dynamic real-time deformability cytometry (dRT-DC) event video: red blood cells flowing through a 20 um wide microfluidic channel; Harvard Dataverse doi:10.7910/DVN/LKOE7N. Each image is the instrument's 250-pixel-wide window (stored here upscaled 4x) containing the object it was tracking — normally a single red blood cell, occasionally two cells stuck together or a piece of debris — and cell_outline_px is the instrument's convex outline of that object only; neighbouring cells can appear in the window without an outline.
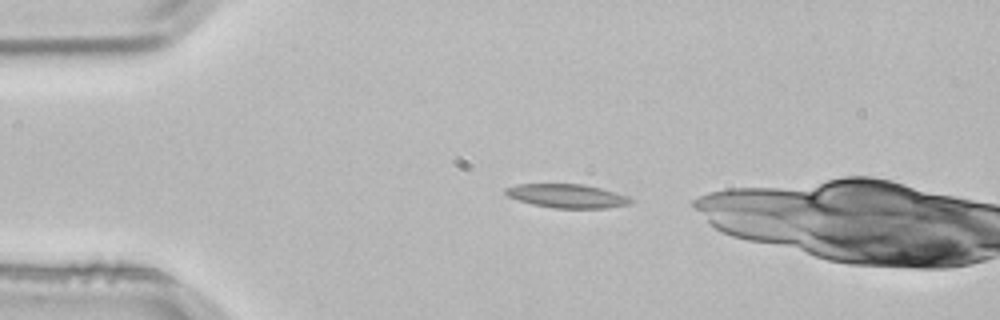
{"species": "common noctule bat (a hibernating species)", "species_latin": "Nyctalus noctula", "temperature_condition": "room temperature", "stored_images_in_passage": 2, "camera_frame_rate_fps": 3000, "um_per_image_px": 0.085, "animal": {"sex": "male", "body_mass_g": 21.5, "forearm_length_mm": 52.0}, "frame": {"image": 1, "passage_image": 1, "time_ms": 0.0, "image_size_px": [1000, 320], "cell_outline_px": [[636, 200], [632, 204], [608, 208], [552, 208], [532, 204], [508, 196], [504, 192], [504, 188], [516, 184], [584, 184], [616, 192], [628, 196]], "centroid_in_image_um": [48.25, 16.66], "position_along_channel_um": 36.7, "area_um2": 17.51}}